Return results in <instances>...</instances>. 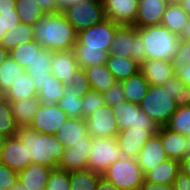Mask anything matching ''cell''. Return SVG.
Instances as JSON below:
<instances>
[{
    "instance_id": "7",
    "label": "cell",
    "mask_w": 190,
    "mask_h": 190,
    "mask_svg": "<svg viewBox=\"0 0 190 190\" xmlns=\"http://www.w3.org/2000/svg\"><path fill=\"white\" fill-rule=\"evenodd\" d=\"M62 13L77 33L106 19L102 0L77 2Z\"/></svg>"
},
{
    "instance_id": "63",
    "label": "cell",
    "mask_w": 190,
    "mask_h": 190,
    "mask_svg": "<svg viewBox=\"0 0 190 190\" xmlns=\"http://www.w3.org/2000/svg\"><path fill=\"white\" fill-rule=\"evenodd\" d=\"M7 101L6 91L0 86V102Z\"/></svg>"
},
{
    "instance_id": "49",
    "label": "cell",
    "mask_w": 190,
    "mask_h": 190,
    "mask_svg": "<svg viewBox=\"0 0 190 190\" xmlns=\"http://www.w3.org/2000/svg\"><path fill=\"white\" fill-rule=\"evenodd\" d=\"M185 84L179 79L177 75L167 81V90L170 92L172 99H179L180 89H182Z\"/></svg>"
},
{
    "instance_id": "38",
    "label": "cell",
    "mask_w": 190,
    "mask_h": 190,
    "mask_svg": "<svg viewBox=\"0 0 190 190\" xmlns=\"http://www.w3.org/2000/svg\"><path fill=\"white\" fill-rule=\"evenodd\" d=\"M102 175L91 170L70 172V190H96Z\"/></svg>"
},
{
    "instance_id": "35",
    "label": "cell",
    "mask_w": 190,
    "mask_h": 190,
    "mask_svg": "<svg viewBox=\"0 0 190 190\" xmlns=\"http://www.w3.org/2000/svg\"><path fill=\"white\" fill-rule=\"evenodd\" d=\"M21 23L34 26L47 13L35 0H16L15 7Z\"/></svg>"
},
{
    "instance_id": "2",
    "label": "cell",
    "mask_w": 190,
    "mask_h": 190,
    "mask_svg": "<svg viewBox=\"0 0 190 190\" xmlns=\"http://www.w3.org/2000/svg\"><path fill=\"white\" fill-rule=\"evenodd\" d=\"M15 136L26 147L32 163L57 169L65 152V146L56 135L39 133L31 127L19 128Z\"/></svg>"
},
{
    "instance_id": "15",
    "label": "cell",
    "mask_w": 190,
    "mask_h": 190,
    "mask_svg": "<svg viewBox=\"0 0 190 190\" xmlns=\"http://www.w3.org/2000/svg\"><path fill=\"white\" fill-rule=\"evenodd\" d=\"M139 0H102L106 18L122 26H133Z\"/></svg>"
},
{
    "instance_id": "29",
    "label": "cell",
    "mask_w": 190,
    "mask_h": 190,
    "mask_svg": "<svg viewBox=\"0 0 190 190\" xmlns=\"http://www.w3.org/2000/svg\"><path fill=\"white\" fill-rule=\"evenodd\" d=\"M84 70L93 91L103 93L117 82L105 64L85 67Z\"/></svg>"
},
{
    "instance_id": "59",
    "label": "cell",
    "mask_w": 190,
    "mask_h": 190,
    "mask_svg": "<svg viewBox=\"0 0 190 190\" xmlns=\"http://www.w3.org/2000/svg\"><path fill=\"white\" fill-rule=\"evenodd\" d=\"M16 0H0V9L15 8Z\"/></svg>"
},
{
    "instance_id": "33",
    "label": "cell",
    "mask_w": 190,
    "mask_h": 190,
    "mask_svg": "<svg viewBox=\"0 0 190 190\" xmlns=\"http://www.w3.org/2000/svg\"><path fill=\"white\" fill-rule=\"evenodd\" d=\"M41 49L42 47L36 40L28 43L24 42L10 50L9 57L27 70Z\"/></svg>"
},
{
    "instance_id": "60",
    "label": "cell",
    "mask_w": 190,
    "mask_h": 190,
    "mask_svg": "<svg viewBox=\"0 0 190 190\" xmlns=\"http://www.w3.org/2000/svg\"><path fill=\"white\" fill-rule=\"evenodd\" d=\"M8 56L9 52L0 45V66Z\"/></svg>"
},
{
    "instance_id": "34",
    "label": "cell",
    "mask_w": 190,
    "mask_h": 190,
    "mask_svg": "<svg viewBox=\"0 0 190 190\" xmlns=\"http://www.w3.org/2000/svg\"><path fill=\"white\" fill-rule=\"evenodd\" d=\"M83 96L73 90V87L66 86L63 92V97L59 100L57 105L70 118H82V98Z\"/></svg>"
},
{
    "instance_id": "19",
    "label": "cell",
    "mask_w": 190,
    "mask_h": 190,
    "mask_svg": "<svg viewBox=\"0 0 190 190\" xmlns=\"http://www.w3.org/2000/svg\"><path fill=\"white\" fill-rule=\"evenodd\" d=\"M152 136L146 129L129 127L119 131L116 139L122 151V155L130 158H137L142 147Z\"/></svg>"
},
{
    "instance_id": "43",
    "label": "cell",
    "mask_w": 190,
    "mask_h": 190,
    "mask_svg": "<svg viewBox=\"0 0 190 190\" xmlns=\"http://www.w3.org/2000/svg\"><path fill=\"white\" fill-rule=\"evenodd\" d=\"M82 118L86 119L95 110L105 105L102 93L91 90L82 98Z\"/></svg>"
},
{
    "instance_id": "27",
    "label": "cell",
    "mask_w": 190,
    "mask_h": 190,
    "mask_svg": "<svg viewBox=\"0 0 190 190\" xmlns=\"http://www.w3.org/2000/svg\"><path fill=\"white\" fill-rule=\"evenodd\" d=\"M180 171V161L166 159L156 168L144 175L145 180L157 184H174L175 178Z\"/></svg>"
},
{
    "instance_id": "52",
    "label": "cell",
    "mask_w": 190,
    "mask_h": 190,
    "mask_svg": "<svg viewBox=\"0 0 190 190\" xmlns=\"http://www.w3.org/2000/svg\"><path fill=\"white\" fill-rule=\"evenodd\" d=\"M139 190H175L174 184H157L143 180Z\"/></svg>"
},
{
    "instance_id": "32",
    "label": "cell",
    "mask_w": 190,
    "mask_h": 190,
    "mask_svg": "<svg viewBox=\"0 0 190 190\" xmlns=\"http://www.w3.org/2000/svg\"><path fill=\"white\" fill-rule=\"evenodd\" d=\"M35 40L33 26L20 23L16 28L7 31L0 41V45L8 52L21 43Z\"/></svg>"
},
{
    "instance_id": "23",
    "label": "cell",
    "mask_w": 190,
    "mask_h": 190,
    "mask_svg": "<svg viewBox=\"0 0 190 190\" xmlns=\"http://www.w3.org/2000/svg\"><path fill=\"white\" fill-rule=\"evenodd\" d=\"M51 170L41 164L31 163L18 172V180L26 190H45Z\"/></svg>"
},
{
    "instance_id": "48",
    "label": "cell",
    "mask_w": 190,
    "mask_h": 190,
    "mask_svg": "<svg viewBox=\"0 0 190 190\" xmlns=\"http://www.w3.org/2000/svg\"><path fill=\"white\" fill-rule=\"evenodd\" d=\"M173 64L178 67L180 65L190 63V40H180L175 58L173 59Z\"/></svg>"
},
{
    "instance_id": "45",
    "label": "cell",
    "mask_w": 190,
    "mask_h": 190,
    "mask_svg": "<svg viewBox=\"0 0 190 190\" xmlns=\"http://www.w3.org/2000/svg\"><path fill=\"white\" fill-rule=\"evenodd\" d=\"M102 94L104 96L105 104L109 105L110 107L126 100L123 85L120 81L112 84Z\"/></svg>"
},
{
    "instance_id": "44",
    "label": "cell",
    "mask_w": 190,
    "mask_h": 190,
    "mask_svg": "<svg viewBox=\"0 0 190 190\" xmlns=\"http://www.w3.org/2000/svg\"><path fill=\"white\" fill-rule=\"evenodd\" d=\"M0 21L2 24V38L7 31L13 30L21 23L15 8L0 9Z\"/></svg>"
},
{
    "instance_id": "46",
    "label": "cell",
    "mask_w": 190,
    "mask_h": 190,
    "mask_svg": "<svg viewBox=\"0 0 190 190\" xmlns=\"http://www.w3.org/2000/svg\"><path fill=\"white\" fill-rule=\"evenodd\" d=\"M70 86L73 87V90L80 93L82 96L92 90L84 68H79L74 72V77L72 78V83Z\"/></svg>"
},
{
    "instance_id": "47",
    "label": "cell",
    "mask_w": 190,
    "mask_h": 190,
    "mask_svg": "<svg viewBox=\"0 0 190 190\" xmlns=\"http://www.w3.org/2000/svg\"><path fill=\"white\" fill-rule=\"evenodd\" d=\"M18 180V172L0 163V187L10 190Z\"/></svg>"
},
{
    "instance_id": "53",
    "label": "cell",
    "mask_w": 190,
    "mask_h": 190,
    "mask_svg": "<svg viewBox=\"0 0 190 190\" xmlns=\"http://www.w3.org/2000/svg\"><path fill=\"white\" fill-rule=\"evenodd\" d=\"M177 107L190 106V87L180 89L179 99H174Z\"/></svg>"
},
{
    "instance_id": "65",
    "label": "cell",
    "mask_w": 190,
    "mask_h": 190,
    "mask_svg": "<svg viewBox=\"0 0 190 190\" xmlns=\"http://www.w3.org/2000/svg\"><path fill=\"white\" fill-rule=\"evenodd\" d=\"M169 3L181 4L183 0H168Z\"/></svg>"
},
{
    "instance_id": "56",
    "label": "cell",
    "mask_w": 190,
    "mask_h": 190,
    "mask_svg": "<svg viewBox=\"0 0 190 190\" xmlns=\"http://www.w3.org/2000/svg\"><path fill=\"white\" fill-rule=\"evenodd\" d=\"M84 1H88V0H58V12H63L72 4H75L77 2H84Z\"/></svg>"
},
{
    "instance_id": "54",
    "label": "cell",
    "mask_w": 190,
    "mask_h": 190,
    "mask_svg": "<svg viewBox=\"0 0 190 190\" xmlns=\"http://www.w3.org/2000/svg\"><path fill=\"white\" fill-rule=\"evenodd\" d=\"M45 13H58V0H35Z\"/></svg>"
},
{
    "instance_id": "16",
    "label": "cell",
    "mask_w": 190,
    "mask_h": 190,
    "mask_svg": "<svg viewBox=\"0 0 190 190\" xmlns=\"http://www.w3.org/2000/svg\"><path fill=\"white\" fill-rule=\"evenodd\" d=\"M157 134L161 138L168 158L181 162L190 153V139L183 134L170 130L166 126L158 127Z\"/></svg>"
},
{
    "instance_id": "41",
    "label": "cell",
    "mask_w": 190,
    "mask_h": 190,
    "mask_svg": "<svg viewBox=\"0 0 190 190\" xmlns=\"http://www.w3.org/2000/svg\"><path fill=\"white\" fill-rule=\"evenodd\" d=\"M17 124L11 111L9 101L0 102V134L7 137L15 136Z\"/></svg>"
},
{
    "instance_id": "25",
    "label": "cell",
    "mask_w": 190,
    "mask_h": 190,
    "mask_svg": "<svg viewBox=\"0 0 190 190\" xmlns=\"http://www.w3.org/2000/svg\"><path fill=\"white\" fill-rule=\"evenodd\" d=\"M9 103L18 129L30 127L31 121L41 105L38 96L9 101Z\"/></svg>"
},
{
    "instance_id": "18",
    "label": "cell",
    "mask_w": 190,
    "mask_h": 190,
    "mask_svg": "<svg viewBox=\"0 0 190 190\" xmlns=\"http://www.w3.org/2000/svg\"><path fill=\"white\" fill-rule=\"evenodd\" d=\"M140 72L150 85H162L176 75L172 61L146 59L140 63Z\"/></svg>"
},
{
    "instance_id": "66",
    "label": "cell",
    "mask_w": 190,
    "mask_h": 190,
    "mask_svg": "<svg viewBox=\"0 0 190 190\" xmlns=\"http://www.w3.org/2000/svg\"><path fill=\"white\" fill-rule=\"evenodd\" d=\"M2 40V24H1V21H0V41Z\"/></svg>"
},
{
    "instance_id": "61",
    "label": "cell",
    "mask_w": 190,
    "mask_h": 190,
    "mask_svg": "<svg viewBox=\"0 0 190 190\" xmlns=\"http://www.w3.org/2000/svg\"><path fill=\"white\" fill-rule=\"evenodd\" d=\"M183 10L189 15L190 17V0H183L181 3Z\"/></svg>"
},
{
    "instance_id": "42",
    "label": "cell",
    "mask_w": 190,
    "mask_h": 190,
    "mask_svg": "<svg viewBox=\"0 0 190 190\" xmlns=\"http://www.w3.org/2000/svg\"><path fill=\"white\" fill-rule=\"evenodd\" d=\"M70 173L60 168L52 169L45 190H70Z\"/></svg>"
},
{
    "instance_id": "22",
    "label": "cell",
    "mask_w": 190,
    "mask_h": 190,
    "mask_svg": "<svg viewBox=\"0 0 190 190\" xmlns=\"http://www.w3.org/2000/svg\"><path fill=\"white\" fill-rule=\"evenodd\" d=\"M55 135L65 148L73 143L85 142V137L88 135L86 121L83 118L68 117Z\"/></svg>"
},
{
    "instance_id": "12",
    "label": "cell",
    "mask_w": 190,
    "mask_h": 190,
    "mask_svg": "<svg viewBox=\"0 0 190 190\" xmlns=\"http://www.w3.org/2000/svg\"><path fill=\"white\" fill-rule=\"evenodd\" d=\"M67 119V114L57 104L41 103L30 127L39 133L55 135Z\"/></svg>"
},
{
    "instance_id": "13",
    "label": "cell",
    "mask_w": 190,
    "mask_h": 190,
    "mask_svg": "<svg viewBox=\"0 0 190 190\" xmlns=\"http://www.w3.org/2000/svg\"><path fill=\"white\" fill-rule=\"evenodd\" d=\"M92 147V137L88 134L85 142H77L65 148L64 155L58 166L67 172L86 170L88 168V159Z\"/></svg>"
},
{
    "instance_id": "17",
    "label": "cell",
    "mask_w": 190,
    "mask_h": 190,
    "mask_svg": "<svg viewBox=\"0 0 190 190\" xmlns=\"http://www.w3.org/2000/svg\"><path fill=\"white\" fill-rule=\"evenodd\" d=\"M168 4V0H139L133 26L141 28L160 25Z\"/></svg>"
},
{
    "instance_id": "55",
    "label": "cell",
    "mask_w": 190,
    "mask_h": 190,
    "mask_svg": "<svg viewBox=\"0 0 190 190\" xmlns=\"http://www.w3.org/2000/svg\"><path fill=\"white\" fill-rule=\"evenodd\" d=\"M96 190H122V189H119L114 184L107 181L104 177H101L97 184Z\"/></svg>"
},
{
    "instance_id": "40",
    "label": "cell",
    "mask_w": 190,
    "mask_h": 190,
    "mask_svg": "<svg viewBox=\"0 0 190 190\" xmlns=\"http://www.w3.org/2000/svg\"><path fill=\"white\" fill-rule=\"evenodd\" d=\"M166 127L190 139V106L177 107Z\"/></svg>"
},
{
    "instance_id": "64",
    "label": "cell",
    "mask_w": 190,
    "mask_h": 190,
    "mask_svg": "<svg viewBox=\"0 0 190 190\" xmlns=\"http://www.w3.org/2000/svg\"><path fill=\"white\" fill-rule=\"evenodd\" d=\"M6 137L0 134V149L2 148Z\"/></svg>"
},
{
    "instance_id": "31",
    "label": "cell",
    "mask_w": 190,
    "mask_h": 190,
    "mask_svg": "<svg viewBox=\"0 0 190 190\" xmlns=\"http://www.w3.org/2000/svg\"><path fill=\"white\" fill-rule=\"evenodd\" d=\"M37 93L35 84L27 72L19 75V78L6 91L8 101L28 99L37 96Z\"/></svg>"
},
{
    "instance_id": "24",
    "label": "cell",
    "mask_w": 190,
    "mask_h": 190,
    "mask_svg": "<svg viewBox=\"0 0 190 190\" xmlns=\"http://www.w3.org/2000/svg\"><path fill=\"white\" fill-rule=\"evenodd\" d=\"M53 52L42 48L41 51L37 54L35 59L33 60L30 68L26 70V72L32 78L37 92H39L42 88L46 80L51 75V63H52Z\"/></svg>"
},
{
    "instance_id": "39",
    "label": "cell",
    "mask_w": 190,
    "mask_h": 190,
    "mask_svg": "<svg viewBox=\"0 0 190 190\" xmlns=\"http://www.w3.org/2000/svg\"><path fill=\"white\" fill-rule=\"evenodd\" d=\"M26 70L9 56L0 66V86L7 91Z\"/></svg>"
},
{
    "instance_id": "51",
    "label": "cell",
    "mask_w": 190,
    "mask_h": 190,
    "mask_svg": "<svg viewBox=\"0 0 190 190\" xmlns=\"http://www.w3.org/2000/svg\"><path fill=\"white\" fill-rule=\"evenodd\" d=\"M176 75L185 84V86L190 87V63L189 62L176 67Z\"/></svg>"
},
{
    "instance_id": "58",
    "label": "cell",
    "mask_w": 190,
    "mask_h": 190,
    "mask_svg": "<svg viewBox=\"0 0 190 190\" xmlns=\"http://www.w3.org/2000/svg\"><path fill=\"white\" fill-rule=\"evenodd\" d=\"M180 40H190V17L188 18L185 27L183 28L181 34L179 35Z\"/></svg>"
},
{
    "instance_id": "57",
    "label": "cell",
    "mask_w": 190,
    "mask_h": 190,
    "mask_svg": "<svg viewBox=\"0 0 190 190\" xmlns=\"http://www.w3.org/2000/svg\"><path fill=\"white\" fill-rule=\"evenodd\" d=\"M180 170L190 176V153L180 162Z\"/></svg>"
},
{
    "instance_id": "28",
    "label": "cell",
    "mask_w": 190,
    "mask_h": 190,
    "mask_svg": "<svg viewBox=\"0 0 190 190\" xmlns=\"http://www.w3.org/2000/svg\"><path fill=\"white\" fill-rule=\"evenodd\" d=\"M127 102L140 104L144 95L148 92L150 84L139 71L126 80L121 81Z\"/></svg>"
},
{
    "instance_id": "36",
    "label": "cell",
    "mask_w": 190,
    "mask_h": 190,
    "mask_svg": "<svg viewBox=\"0 0 190 190\" xmlns=\"http://www.w3.org/2000/svg\"><path fill=\"white\" fill-rule=\"evenodd\" d=\"M65 85L60 82L53 74L43 85V88L37 93V96L42 104H57L63 97Z\"/></svg>"
},
{
    "instance_id": "9",
    "label": "cell",
    "mask_w": 190,
    "mask_h": 190,
    "mask_svg": "<svg viewBox=\"0 0 190 190\" xmlns=\"http://www.w3.org/2000/svg\"><path fill=\"white\" fill-rule=\"evenodd\" d=\"M122 156L116 138H92L87 169L103 175L107 168Z\"/></svg>"
},
{
    "instance_id": "21",
    "label": "cell",
    "mask_w": 190,
    "mask_h": 190,
    "mask_svg": "<svg viewBox=\"0 0 190 190\" xmlns=\"http://www.w3.org/2000/svg\"><path fill=\"white\" fill-rule=\"evenodd\" d=\"M77 69H79V64L73 50L53 52L51 73L65 86L72 83L74 72Z\"/></svg>"
},
{
    "instance_id": "6",
    "label": "cell",
    "mask_w": 190,
    "mask_h": 190,
    "mask_svg": "<svg viewBox=\"0 0 190 190\" xmlns=\"http://www.w3.org/2000/svg\"><path fill=\"white\" fill-rule=\"evenodd\" d=\"M109 53L113 56L132 58L139 64L146 60L145 46L135 26H120L114 35Z\"/></svg>"
},
{
    "instance_id": "20",
    "label": "cell",
    "mask_w": 190,
    "mask_h": 190,
    "mask_svg": "<svg viewBox=\"0 0 190 190\" xmlns=\"http://www.w3.org/2000/svg\"><path fill=\"white\" fill-rule=\"evenodd\" d=\"M136 159L144 175L168 159L161 138L157 133L148 139Z\"/></svg>"
},
{
    "instance_id": "50",
    "label": "cell",
    "mask_w": 190,
    "mask_h": 190,
    "mask_svg": "<svg viewBox=\"0 0 190 190\" xmlns=\"http://www.w3.org/2000/svg\"><path fill=\"white\" fill-rule=\"evenodd\" d=\"M175 190H190V176L181 170L174 181Z\"/></svg>"
},
{
    "instance_id": "11",
    "label": "cell",
    "mask_w": 190,
    "mask_h": 190,
    "mask_svg": "<svg viewBox=\"0 0 190 190\" xmlns=\"http://www.w3.org/2000/svg\"><path fill=\"white\" fill-rule=\"evenodd\" d=\"M85 121L92 138H116L119 133L112 107L107 104L95 110Z\"/></svg>"
},
{
    "instance_id": "37",
    "label": "cell",
    "mask_w": 190,
    "mask_h": 190,
    "mask_svg": "<svg viewBox=\"0 0 190 190\" xmlns=\"http://www.w3.org/2000/svg\"><path fill=\"white\" fill-rule=\"evenodd\" d=\"M73 52L79 68L106 64L108 52L104 50L82 49L77 43Z\"/></svg>"
},
{
    "instance_id": "26",
    "label": "cell",
    "mask_w": 190,
    "mask_h": 190,
    "mask_svg": "<svg viewBox=\"0 0 190 190\" xmlns=\"http://www.w3.org/2000/svg\"><path fill=\"white\" fill-rule=\"evenodd\" d=\"M116 81H123L140 71V64L132 58H123L108 54L106 64Z\"/></svg>"
},
{
    "instance_id": "62",
    "label": "cell",
    "mask_w": 190,
    "mask_h": 190,
    "mask_svg": "<svg viewBox=\"0 0 190 190\" xmlns=\"http://www.w3.org/2000/svg\"><path fill=\"white\" fill-rule=\"evenodd\" d=\"M10 190H26V189L25 186H23L22 183L19 180H17L15 185L12 186Z\"/></svg>"
},
{
    "instance_id": "14",
    "label": "cell",
    "mask_w": 190,
    "mask_h": 190,
    "mask_svg": "<svg viewBox=\"0 0 190 190\" xmlns=\"http://www.w3.org/2000/svg\"><path fill=\"white\" fill-rule=\"evenodd\" d=\"M0 163L19 172L32 163L26 147L16 136L7 137L0 149Z\"/></svg>"
},
{
    "instance_id": "4",
    "label": "cell",
    "mask_w": 190,
    "mask_h": 190,
    "mask_svg": "<svg viewBox=\"0 0 190 190\" xmlns=\"http://www.w3.org/2000/svg\"><path fill=\"white\" fill-rule=\"evenodd\" d=\"M139 106L158 127L166 126L177 110L175 100L167 90V82L162 85H150Z\"/></svg>"
},
{
    "instance_id": "5",
    "label": "cell",
    "mask_w": 190,
    "mask_h": 190,
    "mask_svg": "<svg viewBox=\"0 0 190 190\" xmlns=\"http://www.w3.org/2000/svg\"><path fill=\"white\" fill-rule=\"evenodd\" d=\"M102 177L122 190H139L145 179L137 159L126 156L114 161Z\"/></svg>"
},
{
    "instance_id": "8",
    "label": "cell",
    "mask_w": 190,
    "mask_h": 190,
    "mask_svg": "<svg viewBox=\"0 0 190 190\" xmlns=\"http://www.w3.org/2000/svg\"><path fill=\"white\" fill-rule=\"evenodd\" d=\"M120 26L106 18L100 23L78 32L77 44L82 49L104 50L109 53L115 32Z\"/></svg>"
},
{
    "instance_id": "1",
    "label": "cell",
    "mask_w": 190,
    "mask_h": 190,
    "mask_svg": "<svg viewBox=\"0 0 190 190\" xmlns=\"http://www.w3.org/2000/svg\"><path fill=\"white\" fill-rule=\"evenodd\" d=\"M33 30L38 44L52 52L73 50L77 43L78 33L62 12L47 13Z\"/></svg>"
},
{
    "instance_id": "30",
    "label": "cell",
    "mask_w": 190,
    "mask_h": 190,
    "mask_svg": "<svg viewBox=\"0 0 190 190\" xmlns=\"http://www.w3.org/2000/svg\"><path fill=\"white\" fill-rule=\"evenodd\" d=\"M188 18L189 15L183 10L181 4L169 3L164 12L161 25L179 36Z\"/></svg>"
},
{
    "instance_id": "10",
    "label": "cell",
    "mask_w": 190,
    "mask_h": 190,
    "mask_svg": "<svg viewBox=\"0 0 190 190\" xmlns=\"http://www.w3.org/2000/svg\"><path fill=\"white\" fill-rule=\"evenodd\" d=\"M119 131L129 127L146 129L152 135L158 131V126L153 122L151 117L140 109L138 104L122 101L111 106Z\"/></svg>"
},
{
    "instance_id": "3",
    "label": "cell",
    "mask_w": 190,
    "mask_h": 190,
    "mask_svg": "<svg viewBox=\"0 0 190 190\" xmlns=\"http://www.w3.org/2000/svg\"><path fill=\"white\" fill-rule=\"evenodd\" d=\"M144 46L146 59L173 61L179 44V36L163 25L137 28Z\"/></svg>"
}]
</instances>
